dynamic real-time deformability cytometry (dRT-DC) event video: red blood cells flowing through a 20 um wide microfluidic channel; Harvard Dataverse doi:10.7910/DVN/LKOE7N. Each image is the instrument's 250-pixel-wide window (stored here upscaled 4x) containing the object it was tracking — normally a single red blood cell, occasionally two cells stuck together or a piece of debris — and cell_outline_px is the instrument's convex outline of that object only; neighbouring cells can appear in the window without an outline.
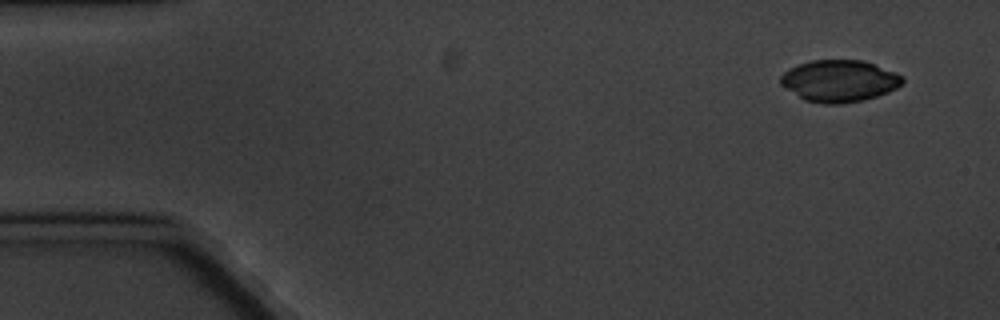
{"species": "common noctule bat (a hibernating species)", "species_latin": "Nyctalus noctula", "temperature_condition": "cold", "stored_images_in_passage": 6, "camera_frame_rate_fps": 3000, "um_per_image_px": 0.085, "animal": {"sex": "male", "body_mass_g": 20.1, "forearm_length_mm": 53.5}, "frame": {"image": 1, "passage_image": 1, "time_ms": 0.0, "image_size_px": [1000, 320], "cell_outline_px": [[904, 80], [896, 88], [888, 92], [864, 100], [840, 104], [824, 104], [804, 100], [780, 84], [780, 76], [788, 68], [812, 60], [864, 60], [904, 76]], "centroid_in_image_um": [71.33, 6.88], "position_along_channel_um": 13.7, "area_um2": 29.65}}